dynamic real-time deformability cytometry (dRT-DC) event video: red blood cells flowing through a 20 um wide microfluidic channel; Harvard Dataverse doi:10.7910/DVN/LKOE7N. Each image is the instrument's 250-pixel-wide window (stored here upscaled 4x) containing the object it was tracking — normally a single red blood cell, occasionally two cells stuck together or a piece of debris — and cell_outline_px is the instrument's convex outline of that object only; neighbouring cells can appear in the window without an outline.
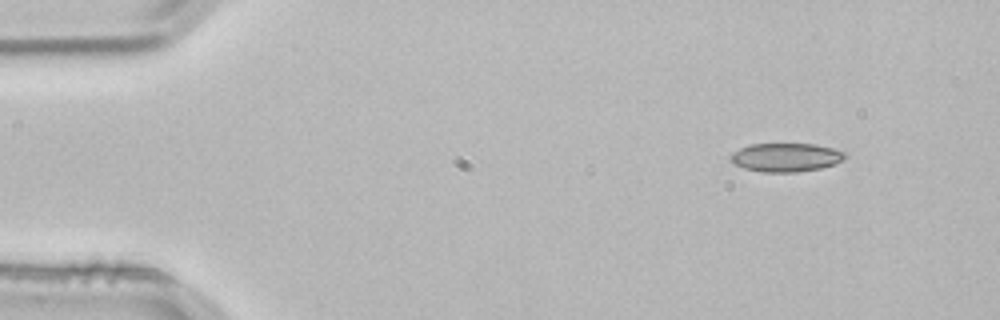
{"species": "common noctule bat (a hibernating species)", "species_latin": "Nyctalus noctula", "temperature_condition": "room temperature", "stored_images_in_passage": 3, "camera_frame_rate_fps": 3000, "um_per_image_px": 0.085, "animal": {"sex": "male", "body_mass_g": 21.5, "forearm_length_mm": 52.0}, "frame": {"image": 1, "passage_image": 1, "time_ms": 0.0, "image_size_px": [1000, 320], "cell_outline_px": [[848, 156], [844, 160], [836, 164], [820, 168], [796, 172], [764, 172], [744, 168], [728, 160], [728, 156], [732, 152], [740, 148], [752, 144], [816, 144], [848, 152]], "centroid_in_image_um": [66.83, 13.37], "position_along_channel_um": 18.2, "area_um2": 19.31}}